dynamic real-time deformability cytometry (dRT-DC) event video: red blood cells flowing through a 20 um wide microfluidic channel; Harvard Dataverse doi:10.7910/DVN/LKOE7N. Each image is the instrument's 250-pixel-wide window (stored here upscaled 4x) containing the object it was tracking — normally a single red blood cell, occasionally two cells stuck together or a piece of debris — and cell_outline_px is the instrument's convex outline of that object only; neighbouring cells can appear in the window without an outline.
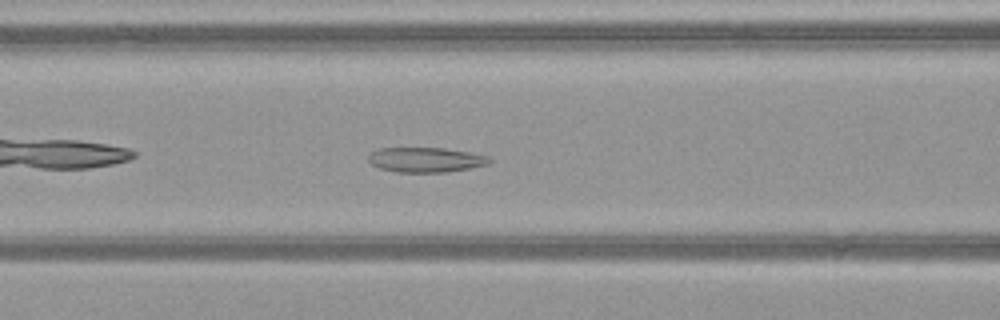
{"species": "common noctule bat (a hibernating species)", "species_latin": "Nyctalus noctula", "temperature_condition": "warm", "stored_images_in_passage": 37, "camera_frame_rate_fps": 3000, "um_per_image_px": 0.085, "animal": {"sex": "female", "body_mass_g": 21.9}, "frame": {"image": 1, "passage_image": 8, "time_ms": 2.333, "image_size_px": [1000, 320], "cell_outline_px": [[492, 160], [488, 164], [472, 168], [448, 172], [396, 172], [380, 168], [372, 164], [368, 160], [368, 156], [372, 152], [380, 148], [444, 148], [468, 152], [488, 156]], "centroid_in_image_um": [36.2, 13.58], "position_along_channel_um": 130.4, "area_um2": 17.51}}
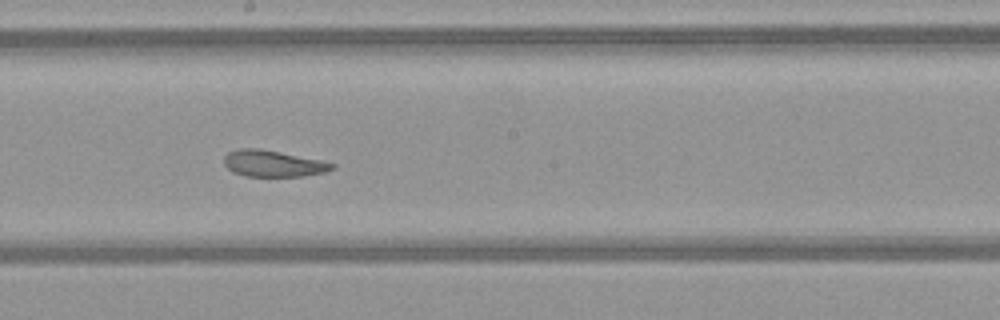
{"frame": {"image": 2, "passage_image": 15, "time_ms": 4.667, "image_size_px": [1000, 320], "cell_outline_px": [[336, 168], [324, 172], [304, 176], [244, 176], [232, 172], [224, 164], [224, 156], [228, 152], [236, 148], [260, 148], [320, 160], [336, 164]], "centroid_in_image_um": [23.19, 13.9], "position_along_channel_um": 225.0, "area_um2": 16.7}}
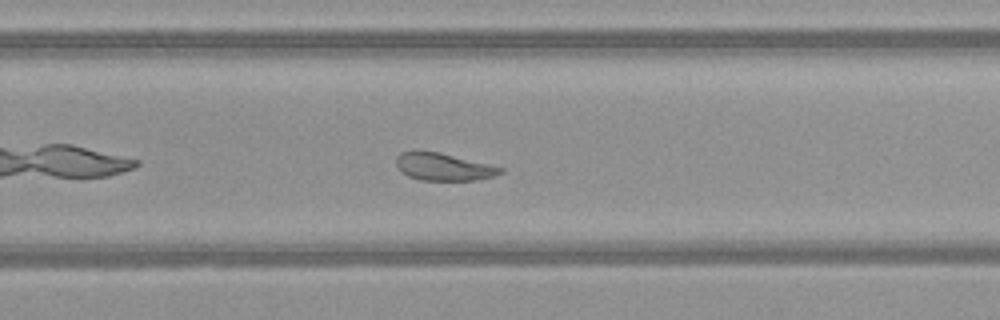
{"frame": {"image": 3, "passage_image": 20, "time_ms": 6.333, "image_size_px": [1000, 320], "cell_outline_px": [[504, 172], [496, 176], [476, 180], [420, 180], [408, 176], [396, 164], [396, 156], [400, 152], [412, 148], [420, 148], [440, 152], [504, 168]], "centroid_in_image_um": [37.66, 14.14], "position_along_channel_um": 292.1, "area_um2": 17.11}, "authors_computed_cell_mechanics": {"area_um2": 17.918, "velocity_mm_per_s": 4.0465, "shape_relaxation_time_tau1_ms": null, "shape_relaxation_time_tau2_ms": 2.0711, "deformation_change_tau1": null, "deformation_change_tau2": 0.0977}}